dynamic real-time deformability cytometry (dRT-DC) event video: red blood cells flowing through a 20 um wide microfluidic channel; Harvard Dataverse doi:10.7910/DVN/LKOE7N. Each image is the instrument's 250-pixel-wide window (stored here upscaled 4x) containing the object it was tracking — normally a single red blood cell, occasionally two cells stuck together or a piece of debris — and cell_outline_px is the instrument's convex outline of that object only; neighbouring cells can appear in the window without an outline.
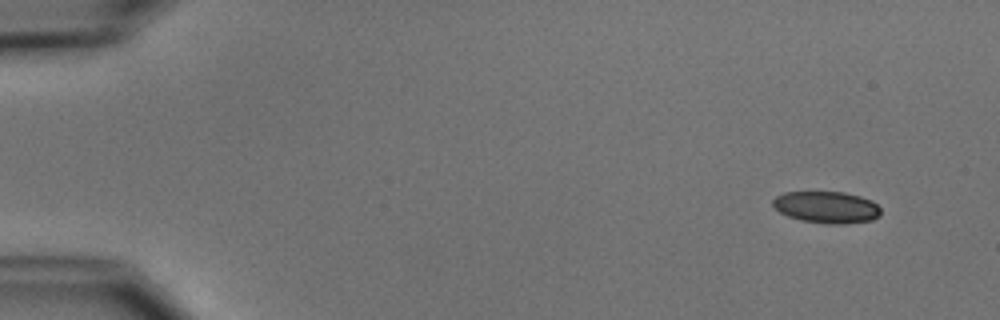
{"species": "common noctule bat (a hibernating species)", "species_latin": "Nyctalus noctula", "temperature_condition": "cold", "stored_images_in_passage": 4, "camera_frame_rate_fps": 3000, "um_per_image_px": 0.085, "animal": {"sex": "male", "body_mass_g": 15.6}, "frame": {"image": 1, "passage_image": 1, "time_ms": 0.0, "image_size_px": [1000, 320], "cell_outline_px": [[880, 216], [872, 220], [844, 224], [824, 224], [800, 220], [788, 216], [780, 212], [772, 204], [772, 200], [776, 196], [784, 192], [844, 192], [860, 196], [872, 200], [880, 208]], "centroid_in_image_um": [70.27, 17.62], "position_along_channel_um": 14.7, "area_um2": 20.11}}